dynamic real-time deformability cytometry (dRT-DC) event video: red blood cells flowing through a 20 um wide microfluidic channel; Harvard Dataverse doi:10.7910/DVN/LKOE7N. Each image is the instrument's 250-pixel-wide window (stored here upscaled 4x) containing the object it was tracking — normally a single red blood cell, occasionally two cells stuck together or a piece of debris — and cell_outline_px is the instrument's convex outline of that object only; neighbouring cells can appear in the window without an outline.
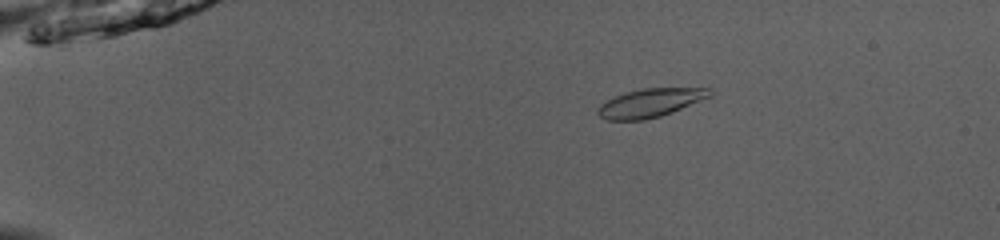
{"species": "common noctule bat (a hibernating species)", "species_latin": "Nyctalus noctula", "temperature_condition": "room temperature", "stored_images_in_passage": 52, "camera_frame_rate_fps": 3000, "um_per_image_px": 0.085, "animal": {"sex": "male", "body_mass_g": 13.0, "forearm_length_mm": 53.1}, "frame": {"image": 1, "passage_image": 11, "time_ms": 3.333, "image_size_px": [1000, 240], "cell_outline_px": [[712, 96], [672, 112], [660, 116], [644, 120], [604, 120], [596, 112], [596, 108], [600, 104], [616, 96], [628, 92], [644, 88], [708, 88], [712, 92]], "centroid_in_image_um": [55.26, 8.75], "position_along_channel_um": 29.7, "area_um2": 18.5}}
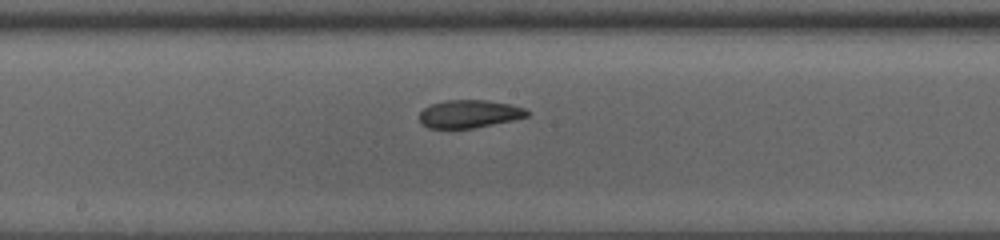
{"frame": {"image": 2, "passage_image": 30, "time_ms": 9.667, "image_size_px": [1000, 240], "cell_outline_px": [[532, 112], [528, 116], [512, 120], [472, 128], [428, 128], [420, 124], [420, 112], [424, 108], [432, 104], [444, 100], [488, 100], [508, 104], [524, 108]], "centroid_in_image_um": [39.88, 9.68], "position_along_channel_um": 208.3, "area_um2": 17.46}}
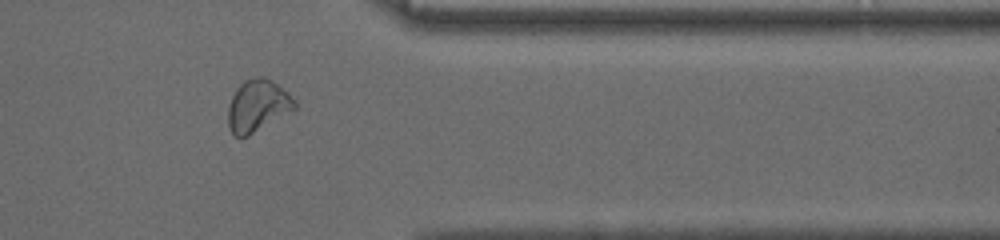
{"frame": {"image": 3, "passage_image": 44, "time_ms": 14.333, "image_size_px": [1000, 240], "cell_outline_px": [[296, 108], [248, 136], [236, 136], [232, 132], [228, 124], [228, 108], [232, 96], [236, 88], [244, 80], [260, 76], [264, 76], [272, 80], [288, 92], [296, 100]], "centroid_in_image_um": [21.9, 8.96], "position_along_channel_um": 389.5, "area_um2": 20.0}, "authors_computed_cell_mechanics": {"area_um2": 18.8428, "velocity_mm_per_s": 4.0065, "shape_relaxation_time_tau1_ms": 4.5955, "shape_relaxation_time_tau2_ms": 1.0636, "deformation_change_tau1": 0.1356, "deformation_change_tau2": 0.0554}}